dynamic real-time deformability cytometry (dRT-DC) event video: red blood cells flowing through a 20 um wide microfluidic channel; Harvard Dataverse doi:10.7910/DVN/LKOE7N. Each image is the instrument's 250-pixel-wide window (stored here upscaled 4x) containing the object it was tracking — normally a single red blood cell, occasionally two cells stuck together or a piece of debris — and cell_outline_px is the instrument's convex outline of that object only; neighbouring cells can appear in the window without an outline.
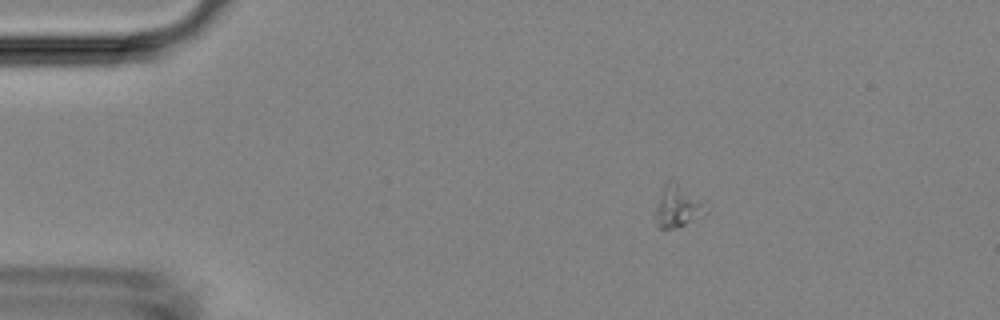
{"species": "Egyptian fruit bat (a non-hibernating species)", "species_latin": "Rousettus aegyptiacus", "temperature_condition": "room temperature", "stored_images_in_passage": 8, "camera_frame_rate_fps": 3000, "um_per_image_px": 0.085, "animal": {"sex": "female"}, "frame": {"image": 1, "passage_image": 1, "time_ms": 0.0, "image_size_px": [1000, 320], "cell_outline_px": [[708, 212], [676, 228], [656, 228], [652, 216], [664, 184], [668, 180], [676, 184], [704, 200]], "centroid_in_image_um": [57.55, 17.59], "position_along_channel_um": 27.5, "area_um2": 12.31}}
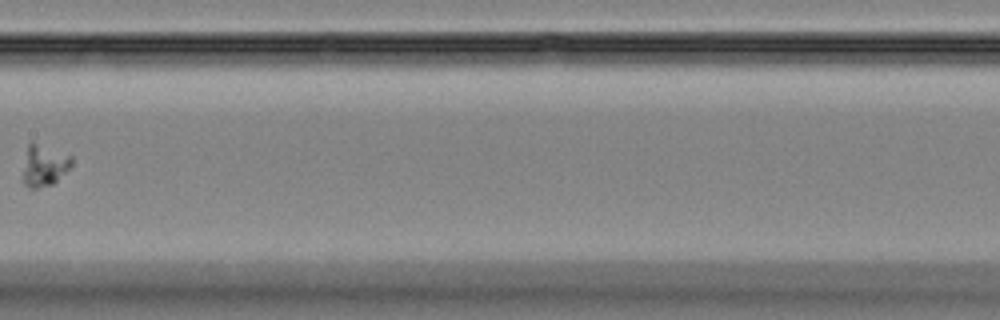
{"frame": {"image": 2, "passage_image": 6, "time_ms": 6.0, "image_size_px": [1000, 320], "cell_outline_px": [[72, 164], [52, 184], [36, 188], [28, 188], [24, 184], [24, 172], [28, 144], [32, 140], [72, 156]], "centroid_in_image_um": [3.76, 14.04], "position_along_channel_um": 203.6, "area_um2": 11.44}}
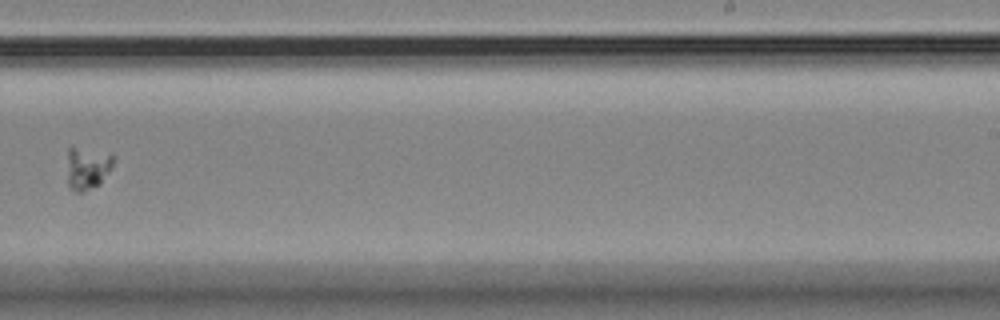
{"frame": {"image": 3, "passage_image": 8, "time_ms": 8.0, "image_size_px": [1000, 320], "cell_outline_px": [[116, 156], [112, 168], [100, 184], [80, 192], [76, 192], [68, 184], [68, 148], [72, 144], [112, 152]], "centroid_in_image_um": [7.48, 14.18], "position_along_channel_um": 281.5, "area_um2": 12.08}}